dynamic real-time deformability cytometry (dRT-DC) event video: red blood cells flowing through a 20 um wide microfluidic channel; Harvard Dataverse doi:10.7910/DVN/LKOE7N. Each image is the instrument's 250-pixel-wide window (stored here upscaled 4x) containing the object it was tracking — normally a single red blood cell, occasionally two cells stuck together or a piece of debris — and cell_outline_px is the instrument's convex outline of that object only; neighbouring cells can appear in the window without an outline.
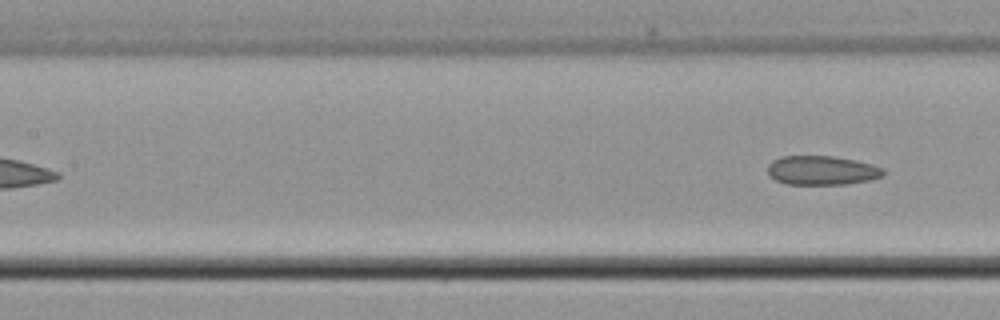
{"species": "common noctule bat (a hibernating species)", "species_latin": "Nyctalus noctula", "temperature_condition": "cold", "stored_images_in_passage": 7, "camera_frame_rate_fps": 3000, "um_per_image_px": 0.085, "animal": {"sex": "male", "body_mass_g": 21.5, "forearm_length_mm": 52.0}, "frame": {"image": 1, "passage_image": 7, "time_ms": 7.333, "image_size_px": [1000, 320], "cell_outline_px": [[884, 176], [868, 180], [848, 184], [788, 184], [776, 180], [768, 176], [768, 164], [772, 160], [784, 156], [832, 156], [856, 160], [872, 164], [884, 168]], "centroid_in_image_um": [69.86, 14.48], "position_along_channel_um": 137.5, "area_um2": 19.71}}